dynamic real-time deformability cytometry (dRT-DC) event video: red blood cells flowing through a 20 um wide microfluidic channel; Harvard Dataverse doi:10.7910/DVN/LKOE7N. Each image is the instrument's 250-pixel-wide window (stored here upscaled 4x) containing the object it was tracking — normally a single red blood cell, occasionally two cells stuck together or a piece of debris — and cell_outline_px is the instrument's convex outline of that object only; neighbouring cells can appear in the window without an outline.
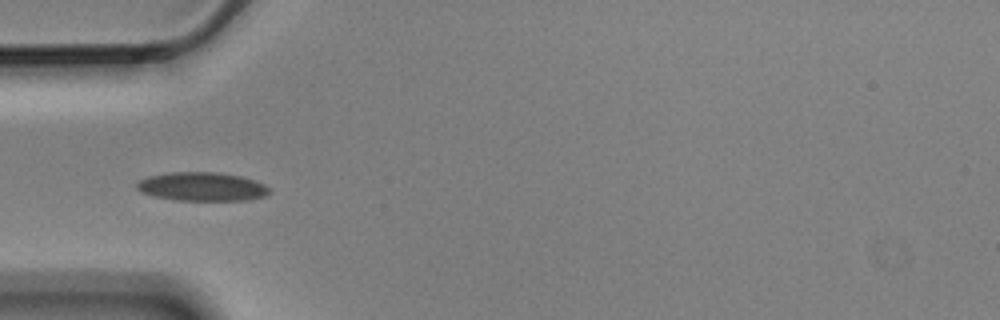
{"species": "Egyptian fruit bat (a non-hibernating species)", "species_latin": "Rousettus aegyptiacus", "temperature_condition": "cold", "stored_images_in_passage": 5, "camera_frame_rate_fps": 3000, "um_per_image_px": 0.085, "animal": {"sex": "male"}, "frame": {"image": 1, "passage_image": 4, "time_ms": 1.0, "image_size_px": [1000, 320], "cell_outline_px": [[268, 192], [264, 196], [248, 200], [176, 200], [156, 196], [144, 192], [136, 188], [136, 184], [140, 180], [148, 176], [168, 172], [216, 172], [240, 176], [256, 180], [264, 184], [268, 188]], "centroid_in_image_um": [17.17, 15.85], "position_along_channel_um": 67.8, "area_um2": 21.96}}
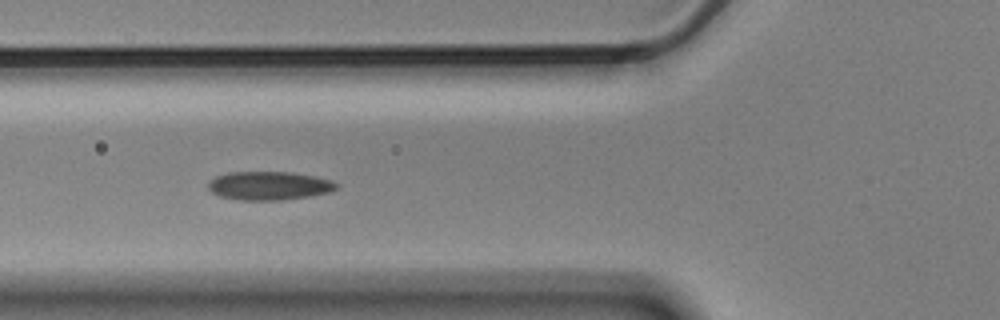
{"frame": {"image": 2, "passage_image": 5, "time_ms": 1.333, "image_size_px": [1000, 320], "cell_outline_px": [[340, 184], [336, 188], [328, 192], [308, 196], [280, 200], [240, 200], [220, 196], [212, 192], [208, 188], [208, 184], [216, 176], [228, 172], [288, 172], [312, 176], [332, 180]], "centroid_in_image_um": [22.86, 15.78], "position_along_channel_um": 102.9, "area_um2": 21.1}}